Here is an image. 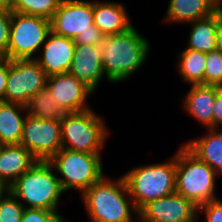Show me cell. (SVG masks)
<instances>
[{"instance_id":"obj_4","label":"cell","mask_w":222,"mask_h":222,"mask_svg":"<svg viewBox=\"0 0 222 222\" xmlns=\"http://www.w3.org/2000/svg\"><path fill=\"white\" fill-rule=\"evenodd\" d=\"M122 176L139 212L149 202L176 192V152L168 161L139 165Z\"/></svg>"},{"instance_id":"obj_33","label":"cell","mask_w":222,"mask_h":222,"mask_svg":"<svg viewBox=\"0 0 222 222\" xmlns=\"http://www.w3.org/2000/svg\"><path fill=\"white\" fill-rule=\"evenodd\" d=\"M9 72V59L0 57V101L4 102V93Z\"/></svg>"},{"instance_id":"obj_27","label":"cell","mask_w":222,"mask_h":222,"mask_svg":"<svg viewBox=\"0 0 222 222\" xmlns=\"http://www.w3.org/2000/svg\"><path fill=\"white\" fill-rule=\"evenodd\" d=\"M25 207L9 191L0 199V222H21Z\"/></svg>"},{"instance_id":"obj_35","label":"cell","mask_w":222,"mask_h":222,"mask_svg":"<svg viewBox=\"0 0 222 222\" xmlns=\"http://www.w3.org/2000/svg\"><path fill=\"white\" fill-rule=\"evenodd\" d=\"M0 11H11V0H0Z\"/></svg>"},{"instance_id":"obj_26","label":"cell","mask_w":222,"mask_h":222,"mask_svg":"<svg viewBox=\"0 0 222 222\" xmlns=\"http://www.w3.org/2000/svg\"><path fill=\"white\" fill-rule=\"evenodd\" d=\"M204 85L222 87V51L215 50L206 53Z\"/></svg>"},{"instance_id":"obj_14","label":"cell","mask_w":222,"mask_h":222,"mask_svg":"<svg viewBox=\"0 0 222 222\" xmlns=\"http://www.w3.org/2000/svg\"><path fill=\"white\" fill-rule=\"evenodd\" d=\"M75 45L74 39L57 35L50 31L45 43L39 50L41 52L37 54L34 60L41 66L48 77L68 73L73 61Z\"/></svg>"},{"instance_id":"obj_13","label":"cell","mask_w":222,"mask_h":222,"mask_svg":"<svg viewBox=\"0 0 222 222\" xmlns=\"http://www.w3.org/2000/svg\"><path fill=\"white\" fill-rule=\"evenodd\" d=\"M46 87L49 89L56 103L67 113H76L91 109L87 100L95 92L70 73L49 76Z\"/></svg>"},{"instance_id":"obj_17","label":"cell","mask_w":222,"mask_h":222,"mask_svg":"<svg viewBox=\"0 0 222 222\" xmlns=\"http://www.w3.org/2000/svg\"><path fill=\"white\" fill-rule=\"evenodd\" d=\"M221 0H169L164 23L187 24L213 15Z\"/></svg>"},{"instance_id":"obj_30","label":"cell","mask_w":222,"mask_h":222,"mask_svg":"<svg viewBox=\"0 0 222 222\" xmlns=\"http://www.w3.org/2000/svg\"><path fill=\"white\" fill-rule=\"evenodd\" d=\"M204 214V222H222V199L218 198L211 200L198 207V222L199 214Z\"/></svg>"},{"instance_id":"obj_19","label":"cell","mask_w":222,"mask_h":222,"mask_svg":"<svg viewBox=\"0 0 222 222\" xmlns=\"http://www.w3.org/2000/svg\"><path fill=\"white\" fill-rule=\"evenodd\" d=\"M94 25L103 34H118L130 29L133 24L126 7L121 2L93 1Z\"/></svg>"},{"instance_id":"obj_5","label":"cell","mask_w":222,"mask_h":222,"mask_svg":"<svg viewBox=\"0 0 222 222\" xmlns=\"http://www.w3.org/2000/svg\"><path fill=\"white\" fill-rule=\"evenodd\" d=\"M219 175L194 155L183 143L176 151L177 194L192 201L197 207L218 199L216 181Z\"/></svg>"},{"instance_id":"obj_32","label":"cell","mask_w":222,"mask_h":222,"mask_svg":"<svg viewBox=\"0 0 222 222\" xmlns=\"http://www.w3.org/2000/svg\"><path fill=\"white\" fill-rule=\"evenodd\" d=\"M213 110V129H220L222 126V87L219 86V90L216 94V100Z\"/></svg>"},{"instance_id":"obj_16","label":"cell","mask_w":222,"mask_h":222,"mask_svg":"<svg viewBox=\"0 0 222 222\" xmlns=\"http://www.w3.org/2000/svg\"><path fill=\"white\" fill-rule=\"evenodd\" d=\"M219 86L191 85L182 99V109L206 129L213 128V106Z\"/></svg>"},{"instance_id":"obj_9","label":"cell","mask_w":222,"mask_h":222,"mask_svg":"<svg viewBox=\"0 0 222 222\" xmlns=\"http://www.w3.org/2000/svg\"><path fill=\"white\" fill-rule=\"evenodd\" d=\"M47 78L34 59H9L4 102L25 106L32 96L46 87Z\"/></svg>"},{"instance_id":"obj_10","label":"cell","mask_w":222,"mask_h":222,"mask_svg":"<svg viewBox=\"0 0 222 222\" xmlns=\"http://www.w3.org/2000/svg\"><path fill=\"white\" fill-rule=\"evenodd\" d=\"M20 144L37 160L49 161L62 149L60 121L42 120L27 115Z\"/></svg>"},{"instance_id":"obj_15","label":"cell","mask_w":222,"mask_h":222,"mask_svg":"<svg viewBox=\"0 0 222 222\" xmlns=\"http://www.w3.org/2000/svg\"><path fill=\"white\" fill-rule=\"evenodd\" d=\"M103 56L98 45H75L73 61L68 73L77 77L94 92L103 77Z\"/></svg>"},{"instance_id":"obj_2","label":"cell","mask_w":222,"mask_h":222,"mask_svg":"<svg viewBox=\"0 0 222 222\" xmlns=\"http://www.w3.org/2000/svg\"><path fill=\"white\" fill-rule=\"evenodd\" d=\"M89 222H136L139 212L130 197L124 177L104 175L81 195ZM132 216H135L132 217Z\"/></svg>"},{"instance_id":"obj_6","label":"cell","mask_w":222,"mask_h":222,"mask_svg":"<svg viewBox=\"0 0 222 222\" xmlns=\"http://www.w3.org/2000/svg\"><path fill=\"white\" fill-rule=\"evenodd\" d=\"M62 148L90 154H102L110 133L103 116L91 108L67 113L60 121Z\"/></svg>"},{"instance_id":"obj_28","label":"cell","mask_w":222,"mask_h":222,"mask_svg":"<svg viewBox=\"0 0 222 222\" xmlns=\"http://www.w3.org/2000/svg\"><path fill=\"white\" fill-rule=\"evenodd\" d=\"M61 217L54 211L37 208H25L21 222H58Z\"/></svg>"},{"instance_id":"obj_36","label":"cell","mask_w":222,"mask_h":222,"mask_svg":"<svg viewBox=\"0 0 222 222\" xmlns=\"http://www.w3.org/2000/svg\"><path fill=\"white\" fill-rule=\"evenodd\" d=\"M9 191L8 186L0 180V199Z\"/></svg>"},{"instance_id":"obj_24","label":"cell","mask_w":222,"mask_h":222,"mask_svg":"<svg viewBox=\"0 0 222 222\" xmlns=\"http://www.w3.org/2000/svg\"><path fill=\"white\" fill-rule=\"evenodd\" d=\"M27 115L42 120L61 121L67 112L56 103L47 87L32 96L25 105Z\"/></svg>"},{"instance_id":"obj_18","label":"cell","mask_w":222,"mask_h":222,"mask_svg":"<svg viewBox=\"0 0 222 222\" xmlns=\"http://www.w3.org/2000/svg\"><path fill=\"white\" fill-rule=\"evenodd\" d=\"M36 161L21 144L0 145V180L9 187Z\"/></svg>"},{"instance_id":"obj_7","label":"cell","mask_w":222,"mask_h":222,"mask_svg":"<svg viewBox=\"0 0 222 222\" xmlns=\"http://www.w3.org/2000/svg\"><path fill=\"white\" fill-rule=\"evenodd\" d=\"M101 156L62 148L49 162L64 192L76 190L82 194L104 176Z\"/></svg>"},{"instance_id":"obj_29","label":"cell","mask_w":222,"mask_h":222,"mask_svg":"<svg viewBox=\"0 0 222 222\" xmlns=\"http://www.w3.org/2000/svg\"><path fill=\"white\" fill-rule=\"evenodd\" d=\"M12 11H0V57L7 58Z\"/></svg>"},{"instance_id":"obj_1","label":"cell","mask_w":222,"mask_h":222,"mask_svg":"<svg viewBox=\"0 0 222 222\" xmlns=\"http://www.w3.org/2000/svg\"><path fill=\"white\" fill-rule=\"evenodd\" d=\"M98 47L102 50L103 72L110 83L129 79L144 66L151 51L150 42L136 26L114 35L103 34Z\"/></svg>"},{"instance_id":"obj_31","label":"cell","mask_w":222,"mask_h":222,"mask_svg":"<svg viewBox=\"0 0 222 222\" xmlns=\"http://www.w3.org/2000/svg\"><path fill=\"white\" fill-rule=\"evenodd\" d=\"M102 35L101 30L93 24L92 30L81 32L74 41L76 45H98Z\"/></svg>"},{"instance_id":"obj_23","label":"cell","mask_w":222,"mask_h":222,"mask_svg":"<svg viewBox=\"0 0 222 222\" xmlns=\"http://www.w3.org/2000/svg\"><path fill=\"white\" fill-rule=\"evenodd\" d=\"M176 70L182 81L191 85L204 84L206 53L184 48L178 53Z\"/></svg>"},{"instance_id":"obj_20","label":"cell","mask_w":222,"mask_h":222,"mask_svg":"<svg viewBox=\"0 0 222 222\" xmlns=\"http://www.w3.org/2000/svg\"><path fill=\"white\" fill-rule=\"evenodd\" d=\"M183 144L219 176L222 175V129H207L205 135Z\"/></svg>"},{"instance_id":"obj_22","label":"cell","mask_w":222,"mask_h":222,"mask_svg":"<svg viewBox=\"0 0 222 222\" xmlns=\"http://www.w3.org/2000/svg\"><path fill=\"white\" fill-rule=\"evenodd\" d=\"M190 24L188 49L209 53L217 50L216 31L219 25V10L213 15Z\"/></svg>"},{"instance_id":"obj_37","label":"cell","mask_w":222,"mask_h":222,"mask_svg":"<svg viewBox=\"0 0 222 222\" xmlns=\"http://www.w3.org/2000/svg\"><path fill=\"white\" fill-rule=\"evenodd\" d=\"M58 222H68V220H66L64 217V218H61Z\"/></svg>"},{"instance_id":"obj_21","label":"cell","mask_w":222,"mask_h":222,"mask_svg":"<svg viewBox=\"0 0 222 222\" xmlns=\"http://www.w3.org/2000/svg\"><path fill=\"white\" fill-rule=\"evenodd\" d=\"M26 107L0 101V145L20 144Z\"/></svg>"},{"instance_id":"obj_12","label":"cell","mask_w":222,"mask_h":222,"mask_svg":"<svg viewBox=\"0 0 222 222\" xmlns=\"http://www.w3.org/2000/svg\"><path fill=\"white\" fill-rule=\"evenodd\" d=\"M138 219L139 222H198V207L175 192L146 204Z\"/></svg>"},{"instance_id":"obj_34","label":"cell","mask_w":222,"mask_h":222,"mask_svg":"<svg viewBox=\"0 0 222 222\" xmlns=\"http://www.w3.org/2000/svg\"><path fill=\"white\" fill-rule=\"evenodd\" d=\"M217 49L222 51V5L219 9V25L216 31Z\"/></svg>"},{"instance_id":"obj_3","label":"cell","mask_w":222,"mask_h":222,"mask_svg":"<svg viewBox=\"0 0 222 222\" xmlns=\"http://www.w3.org/2000/svg\"><path fill=\"white\" fill-rule=\"evenodd\" d=\"M8 189L25 208L54 211L63 218L59 212L58 204L65 192L62 190L55 169L49 161L37 160Z\"/></svg>"},{"instance_id":"obj_8","label":"cell","mask_w":222,"mask_h":222,"mask_svg":"<svg viewBox=\"0 0 222 222\" xmlns=\"http://www.w3.org/2000/svg\"><path fill=\"white\" fill-rule=\"evenodd\" d=\"M50 31L49 19L12 12L7 58L34 59Z\"/></svg>"},{"instance_id":"obj_25","label":"cell","mask_w":222,"mask_h":222,"mask_svg":"<svg viewBox=\"0 0 222 222\" xmlns=\"http://www.w3.org/2000/svg\"><path fill=\"white\" fill-rule=\"evenodd\" d=\"M61 0H11V11L51 19Z\"/></svg>"},{"instance_id":"obj_11","label":"cell","mask_w":222,"mask_h":222,"mask_svg":"<svg viewBox=\"0 0 222 222\" xmlns=\"http://www.w3.org/2000/svg\"><path fill=\"white\" fill-rule=\"evenodd\" d=\"M93 17V1L61 0L50 19L51 31L75 39L81 32L92 30Z\"/></svg>"}]
</instances>
